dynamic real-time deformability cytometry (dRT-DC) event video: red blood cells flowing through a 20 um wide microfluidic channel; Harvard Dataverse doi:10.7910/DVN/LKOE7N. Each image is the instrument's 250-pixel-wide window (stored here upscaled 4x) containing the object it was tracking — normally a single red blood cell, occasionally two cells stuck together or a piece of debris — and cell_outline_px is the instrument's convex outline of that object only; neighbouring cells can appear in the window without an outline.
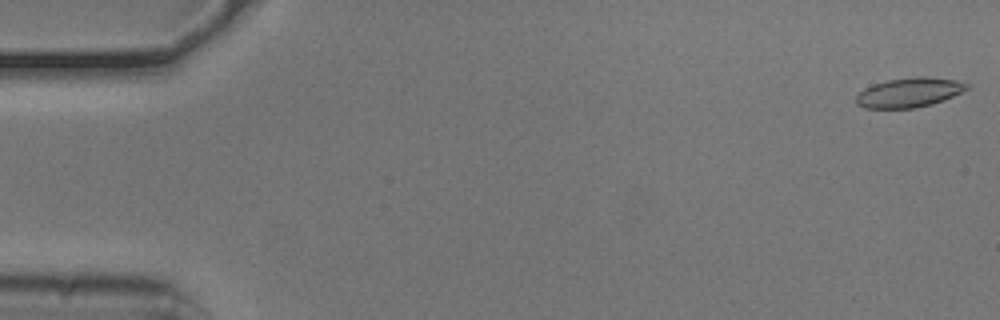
{"species": "common noctule bat (a hibernating species)", "species_latin": "Nyctalus noctula", "temperature_condition": "cold", "stored_images_in_passage": 53, "camera_frame_rate_fps": 3000, "um_per_image_px": 0.085, "animal": {"sex": "male", "body_mass_g": 20.5, "forearm_length_mm": 52.5}, "frame": {"image": 1, "passage_image": 1, "time_ms": 0.0, "image_size_px": [1000, 320], "cell_outline_px": [[972, 88], [944, 100], [932, 104], [916, 108], [864, 108], [856, 104], [856, 96], [864, 88], [872, 84], [888, 80], [916, 76], [924, 76], [956, 80], [972, 84]], "centroid_in_image_um": [77.33, 7.86], "position_along_channel_um": 7.7, "area_um2": 19.36}}
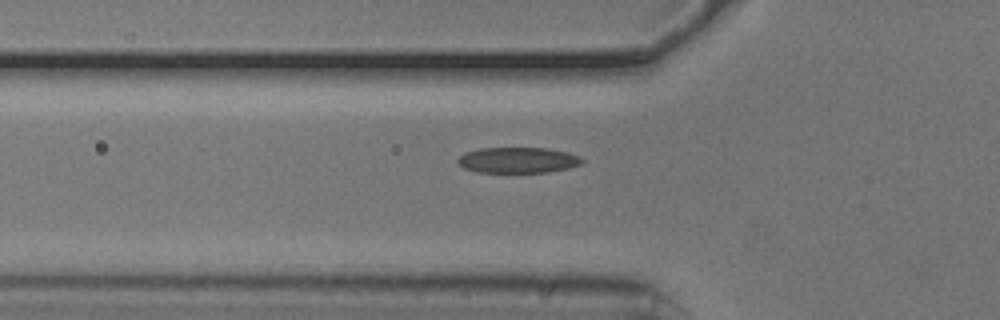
{"frame": {"image": 2, "passage_image": 18, "time_ms": 5.667, "image_size_px": [1000, 320], "cell_outline_px": [[584, 160], [580, 164], [568, 168], [548, 172], [476, 172], [464, 168], [456, 160], [464, 152], [480, 148], [548, 148], [568, 152], [580, 156]], "centroid_in_image_um": [44.02, 13.6], "position_along_channel_um": 81.8, "area_um2": 18.67}}
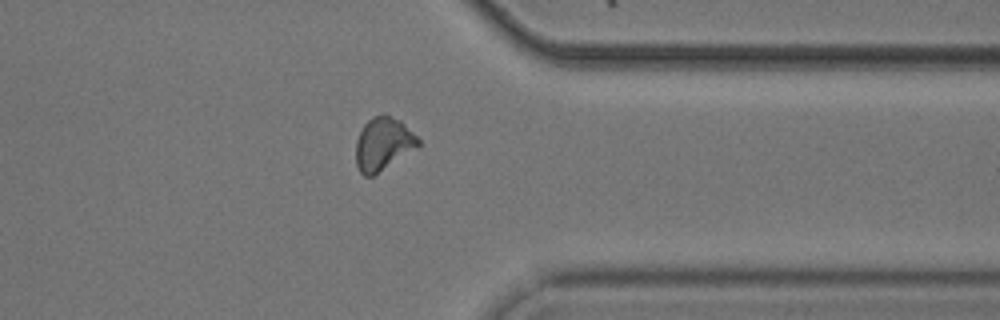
{"frame": {"image": 3, "passage_image": 42, "time_ms": 13.667, "image_size_px": [1000, 320], "cell_outline_px": [[420, 144], [372, 176], [364, 176], [360, 172], [356, 164], [356, 140], [364, 124], [372, 116], [384, 112], [400, 120], [420, 140]], "centroid_in_image_um": [32.53, 12.18], "position_along_channel_um": 378.9, "area_um2": 18.9}, "authors_computed_cell_mechanics": {"area_um2": 18.7272, "velocity_mm_per_s": 3.7801, "shape_relaxation_time_tau1_ms": 4.2201, "shape_relaxation_time_tau2_ms": 4.3221, "deformation_change_tau1": 0.1223, "deformation_change_tau2": 0.1098}}